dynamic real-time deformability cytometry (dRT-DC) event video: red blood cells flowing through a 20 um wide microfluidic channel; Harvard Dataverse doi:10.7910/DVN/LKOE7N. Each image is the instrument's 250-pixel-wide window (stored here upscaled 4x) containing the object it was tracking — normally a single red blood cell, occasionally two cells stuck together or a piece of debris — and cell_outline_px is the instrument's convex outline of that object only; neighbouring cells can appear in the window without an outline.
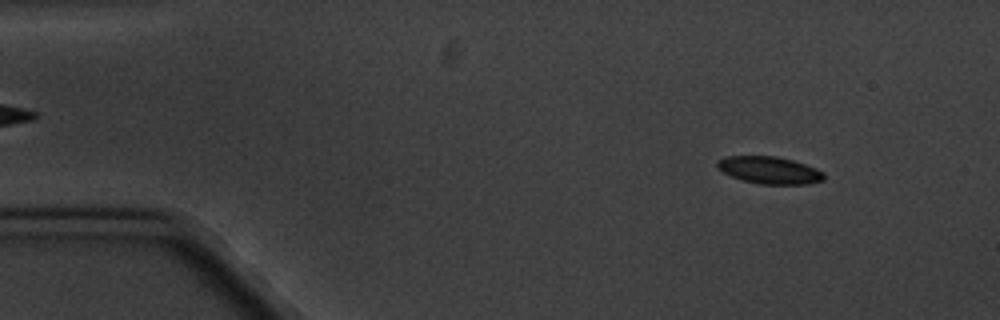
{"species": "common noctule bat (a hibernating species)", "species_latin": "Nyctalus noctula", "temperature_condition": "cold", "stored_images_in_passage": 5, "camera_frame_rate_fps": 3000, "um_per_image_px": 0.085, "animal": {"sex": "male", "body_mass_g": 20.1, "forearm_length_mm": 53.5}, "frame": {"image": 1, "passage_image": 1, "time_ms": 0.0, "image_size_px": [1000, 320], "cell_outline_px": [[824, 180], [808, 184], [760, 184], [744, 180], [732, 176], [716, 168], [716, 164], [720, 160], [728, 156], [776, 156], [792, 160], [816, 168], [824, 172]], "centroid_in_image_um": [65.43, 14.47], "position_along_channel_um": 19.6, "area_um2": 16.76}}
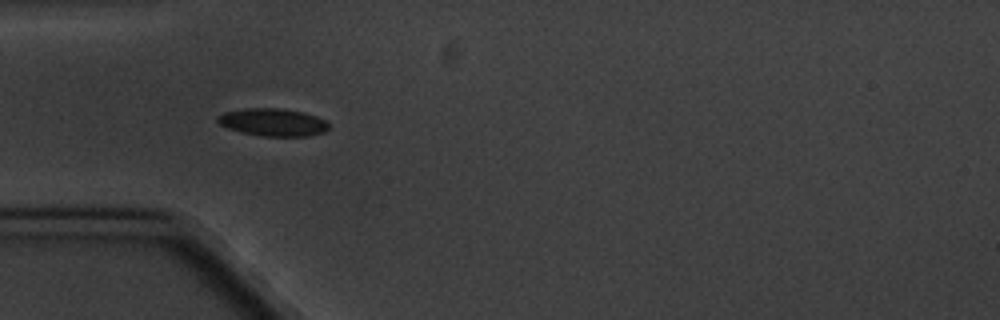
{"frame": {"image": 2, "passage_image": 4, "time_ms": 3.667, "image_size_px": [1000, 320], "cell_outline_px": [[328, 128], [324, 132], [308, 136], [260, 136], [240, 132], [228, 128], [220, 124], [216, 120], [216, 116], [224, 112], [244, 108], [280, 108], [304, 112], [316, 116], [324, 120], [328, 124]], "centroid_in_image_um": [23.16, 10.39], "position_along_channel_um": 61.8, "area_um2": 17.98}}